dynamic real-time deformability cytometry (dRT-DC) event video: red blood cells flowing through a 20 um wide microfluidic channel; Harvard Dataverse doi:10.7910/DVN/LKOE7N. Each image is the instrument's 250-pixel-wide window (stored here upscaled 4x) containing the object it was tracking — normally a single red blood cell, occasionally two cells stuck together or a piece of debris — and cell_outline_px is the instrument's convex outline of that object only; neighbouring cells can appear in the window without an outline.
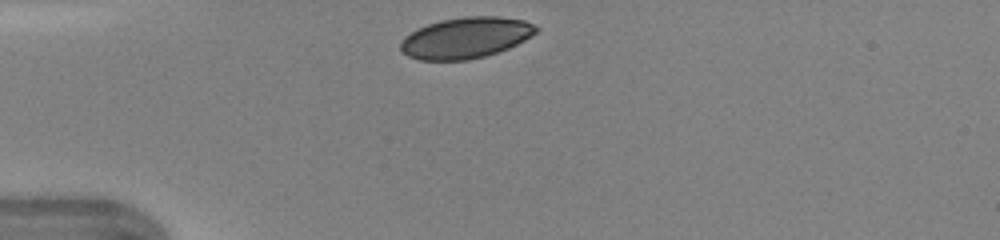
{"species": "human", "species_latin": "Homo sapiens", "temperature_condition": "warm", "stored_images_in_passage": 35, "camera_frame_rate_fps": 3000, "um_per_image_px": 0.085, "donor": {"sex": "female"}, "frame": {"image": 1, "passage_image": 1, "time_ms": 0.0, "image_size_px": [1000, 240], "cell_outline_px": [[540, 28], [532, 36], [508, 48], [484, 56], [468, 60], [420, 60], [408, 56], [400, 48], [400, 44], [404, 36], [416, 28], [440, 20], [464, 16], [500, 16], [524, 20]], "centroid_in_image_um": [39.58, 3.2], "position_along_channel_um": 45.4, "area_um2": 32.43}}
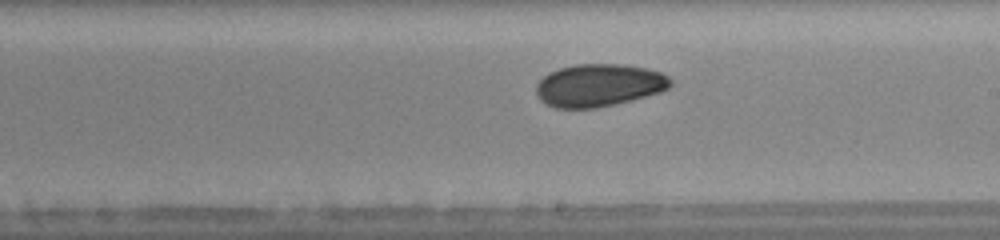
{"frame": {"image": 2, "passage_image": 16, "time_ms": 5.0, "image_size_px": [1000, 240], "cell_outline_px": [[672, 84], [668, 88], [660, 92], [632, 100], [616, 104], [596, 108], [556, 108], [540, 100], [536, 92], [536, 84], [548, 72], [560, 68], [576, 64], [624, 64], [648, 68], [660, 72], [668, 76], [672, 80]], "centroid_in_image_um": [50.92, 7.24], "position_along_channel_um": 238.1, "area_um2": 33.52}}
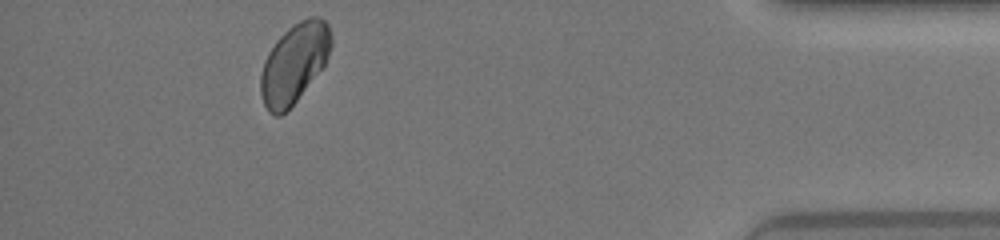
{"frame": {"image": 3, "passage_image": 31, "time_ms": 10.0, "image_size_px": [1000, 240], "cell_outline_px": [[332, 44], [328, 56], [324, 64], [296, 100], [280, 116], [276, 116], [268, 112], [260, 96], [260, 76], [264, 60], [268, 52], [276, 40], [292, 24], [308, 16], [320, 16], [328, 24], [332, 40]], "centroid_in_image_um": [24.99, 5.34], "position_along_channel_um": 410.2, "area_um2": 32.48}}